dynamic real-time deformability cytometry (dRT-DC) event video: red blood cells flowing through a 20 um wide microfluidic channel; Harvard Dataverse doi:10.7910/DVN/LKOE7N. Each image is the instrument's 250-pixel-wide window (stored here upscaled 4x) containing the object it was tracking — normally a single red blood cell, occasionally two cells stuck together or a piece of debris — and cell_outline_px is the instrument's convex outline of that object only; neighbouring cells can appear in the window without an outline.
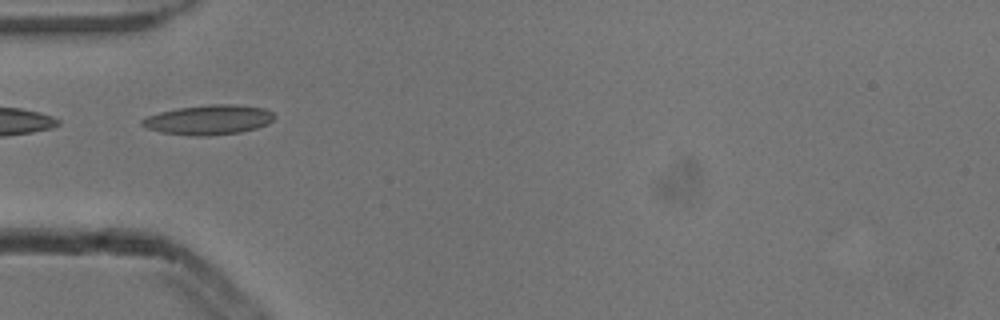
{"species": "common noctule bat (a hibernating species)", "species_latin": "Nyctalus noctula", "temperature_condition": "cold", "stored_images_in_passage": 3, "camera_frame_rate_fps": 3000, "um_per_image_px": 0.085, "animal": {"sex": "male", "body_mass_g": 13.3}, "frame": {"image": 1, "passage_image": 1, "time_ms": 0.0, "image_size_px": [1000, 320], "cell_outline_px": [[276, 116], [268, 124], [256, 128], [240, 132], [208, 136], [188, 136], [160, 132], [148, 128], [140, 124], [140, 120], [148, 116], [160, 112], [180, 108], [208, 104], [236, 104], [264, 108], [272, 112]], "centroid_in_image_um": [17.75, 10.19], "position_along_channel_um": 67.3, "area_um2": 23.0}}
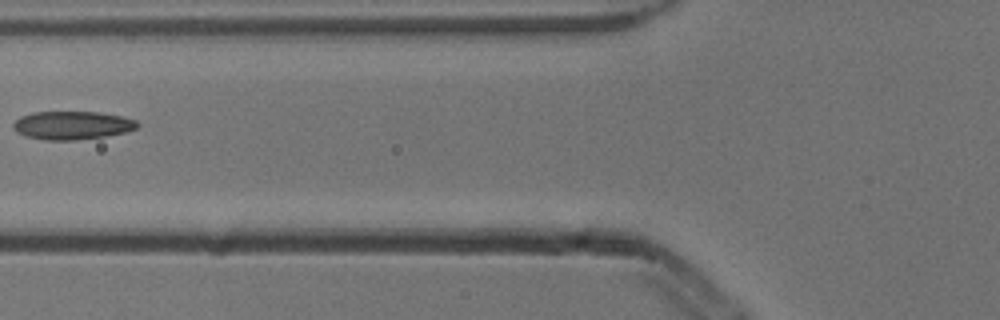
{"frame": {"image": 2, "passage_image": 2, "time_ms": 0.333, "image_size_px": [1000, 320], "cell_outline_px": [[140, 124], [136, 128], [124, 132], [104, 136], [76, 140], [44, 140], [28, 136], [16, 132], [12, 128], [12, 124], [20, 116], [32, 112], [100, 112], [124, 116], [136, 120]], "centroid_in_image_um": [6.13, 10.64], "position_along_channel_um": 119.7, "area_um2": 20.52}}
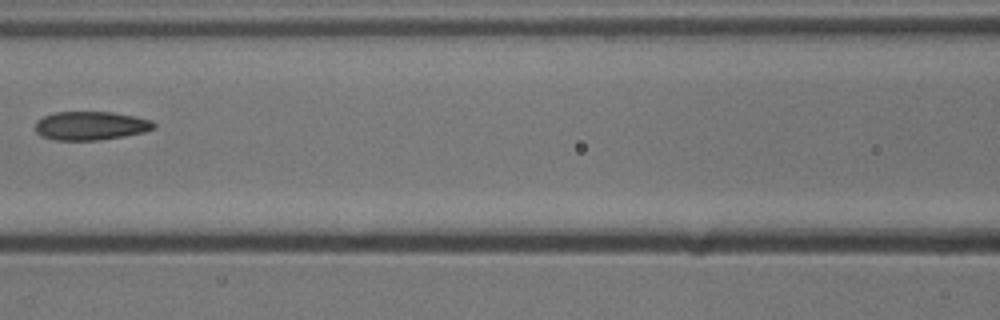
{"frame": {"image": 3, "passage_image": 3, "time_ms": 0.667, "image_size_px": [1000, 320], "cell_outline_px": [[156, 128], [144, 132], [124, 136], [96, 140], [56, 140], [40, 136], [36, 132], [36, 120], [44, 116], [56, 112], [112, 112], [152, 120], [156, 124]], "centroid_in_image_um": [7.71, 10.69], "position_along_channel_um": 158.9, "area_um2": 19.77}}